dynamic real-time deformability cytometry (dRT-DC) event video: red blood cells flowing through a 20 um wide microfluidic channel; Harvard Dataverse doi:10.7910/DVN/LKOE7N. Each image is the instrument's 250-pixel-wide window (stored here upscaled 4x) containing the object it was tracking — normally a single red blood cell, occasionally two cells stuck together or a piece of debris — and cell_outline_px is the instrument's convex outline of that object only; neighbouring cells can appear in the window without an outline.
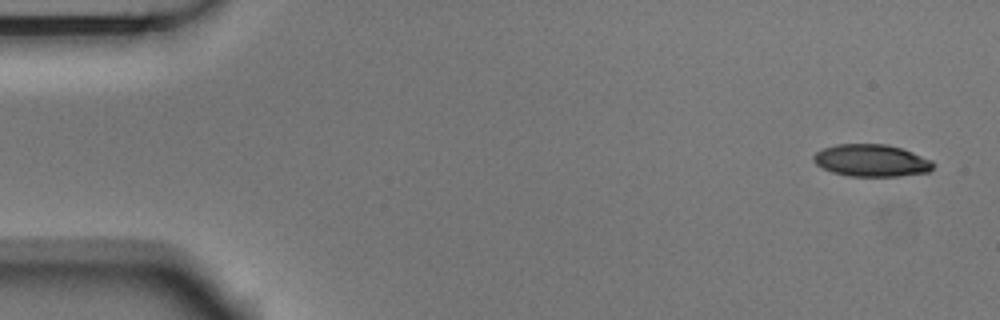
{"species": "Egyptian fruit bat (a non-hibernating species)", "species_latin": "Rousettus aegyptiacus", "temperature_condition": "room temperature", "stored_images_in_passage": 4, "segment_of_instrument_passage": [2, 2], "camera_frame_rate_fps": 3000, "um_per_image_px": 0.085, "animal": {"sex": "male"}, "frame": {"image": 1, "passage_image": 4, "time_ms": 1.0, "image_size_px": [1000, 320], "cell_outline_px": [[936, 164], [928, 172], [896, 176], [848, 176], [832, 172], [816, 164], [812, 160], [812, 156], [816, 152], [824, 148], [836, 144], [888, 144], [912, 152], [932, 160]], "centroid_in_image_um": [74.06, 13.64], "position_along_channel_um": 10.9, "area_um2": 22.43}}